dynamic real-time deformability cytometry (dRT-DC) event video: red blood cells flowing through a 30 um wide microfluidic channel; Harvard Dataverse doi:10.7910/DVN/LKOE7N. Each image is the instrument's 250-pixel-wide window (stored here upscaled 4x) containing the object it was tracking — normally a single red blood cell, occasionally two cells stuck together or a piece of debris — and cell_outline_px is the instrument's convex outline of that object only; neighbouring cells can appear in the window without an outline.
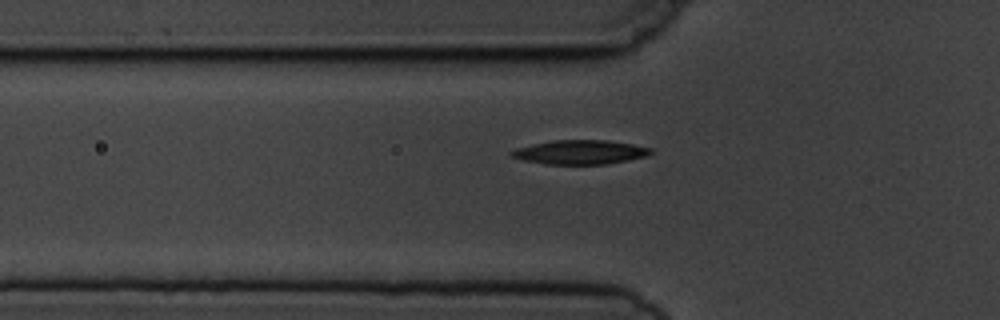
{"species": "common noctule bat (a hibernating species)", "species_latin": "Nyctalus noctula", "temperature_condition": "cold", "stored_images_in_passage": 5, "camera_frame_rate_fps": 3000, "um_per_image_px": 0.085, "animal": {"sex": "male", "body_mass_g": 19.5, "forearm_length_mm": 54.6}, "frame": {"image": 1, "passage_image": 5, "time_ms": 5.333, "image_size_px": [1000, 320], "cell_outline_px": [[652, 152], [648, 156], [628, 160], [604, 164], [544, 164], [524, 160], [512, 156], [508, 152], [516, 148], [532, 144], [552, 140], [604, 140], [632, 144], [652, 148]], "centroid_in_image_um": [49.3, 12.93], "position_along_channel_um": 76.5, "area_um2": 19.54}}